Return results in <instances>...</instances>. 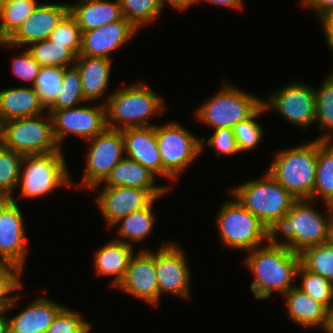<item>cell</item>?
I'll return each instance as SVG.
<instances>
[{
    "label": "cell",
    "mask_w": 333,
    "mask_h": 333,
    "mask_svg": "<svg viewBox=\"0 0 333 333\" xmlns=\"http://www.w3.org/2000/svg\"><path fill=\"white\" fill-rule=\"evenodd\" d=\"M23 270L18 266L0 261V310H10L14 308L20 295L10 293L23 289V284L20 279Z\"/></svg>",
    "instance_id": "cell-38"
},
{
    "label": "cell",
    "mask_w": 333,
    "mask_h": 333,
    "mask_svg": "<svg viewBox=\"0 0 333 333\" xmlns=\"http://www.w3.org/2000/svg\"><path fill=\"white\" fill-rule=\"evenodd\" d=\"M326 330L329 333H333V312H329L328 324H327Z\"/></svg>",
    "instance_id": "cell-51"
},
{
    "label": "cell",
    "mask_w": 333,
    "mask_h": 333,
    "mask_svg": "<svg viewBox=\"0 0 333 333\" xmlns=\"http://www.w3.org/2000/svg\"><path fill=\"white\" fill-rule=\"evenodd\" d=\"M87 102L83 96L81 74L74 65L64 68V77L55 101L46 110H59L62 108L76 107Z\"/></svg>",
    "instance_id": "cell-33"
},
{
    "label": "cell",
    "mask_w": 333,
    "mask_h": 333,
    "mask_svg": "<svg viewBox=\"0 0 333 333\" xmlns=\"http://www.w3.org/2000/svg\"><path fill=\"white\" fill-rule=\"evenodd\" d=\"M38 6L36 0H9L0 6V42H6Z\"/></svg>",
    "instance_id": "cell-30"
},
{
    "label": "cell",
    "mask_w": 333,
    "mask_h": 333,
    "mask_svg": "<svg viewBox=\"0 0 333 333\" xmlns=\"http://www.w3.org/2000/svg\"><path fill=\"white\" fill-rule=\"evenodd\" d=\"M326 77L319 90L315 89V121L324 134L319 140L333 142V71Z\"/></svg>",
    "instance_id": "cell-32"
},
{
    "label": "cell",
    "mask_w": 333,
    "mask_h": 333,
    "mask_svg": "<svg viewBox=\"0 0 333 333\" xmlns=\"http://www.w3.org/2000/svg\"><path fill=\"white\" fill-rule=\"evenodd\" d=\"M12 68L13 74L16 77L21 78L23 81L30 82L31 86H33L41 66L33 59L27 49H25L20 55L14 57Z\"/></svg>",
    "instance_id": "cell-44"
},
{
    "label": "cell",
    "mask_w": 333,
    "mask_h": 333,
    "mask_svg": "<svg viewBox=\"0 0 333 333\" xmlns=\"http://www.w3.org/2000/svg\"><path fill=\"white\" fill-rule=\"evenodd\" d=\"M23 157L0 144V199L12 198L19 184Z\"/></svg>",
    "instance_id": "cell-34"
},
{
    "label": "cell",
    "mask_w": 333,
    "mask_h": 333,
    "mask_svg": "<svg viewBox=\"0 0 333 333\" xmlns=\"http://www.w3.org/2000/svg\"><path fill=\"white\" fill-rule=\"evenodd\" d=\"M46 111L51 114L53 133L59 146L68 135L88 141L108 128L105 104Z\"/></svg>",
    "instance_id": "cell-12"
},
{
    "label": "cell",
    "mask_w": 333,
    "mask_h": 333,
    "mask_svg": "<svg viewBox=\"0 0 333 333\" xmlns=\"http://www.w3.org/2000/svg\"><path fill=\"white\" fill-rule=\"evenodd\" d=\"M207 143V146H211L215 149L216 155H232L239 153L233 128H218L215 129L213 135L209 137L208 141H205V138H201V150H204V144Z\"/></svg>",
    "instance_id": "cell-43"
},
{
    "label": "cell",
    "mask_w": 333,
    "mask_h": 333,
    "mask_svg": "<svg viewBox=\"0 0 333 333\" xmlns=\"http://www.w3.org/2000/svg\"><path fill=\"white\" fill-rule=\"evenodd\" d=\"M9 0H0V6L8 2Z\"/></svg>",
    "instance_id": "cell-53"
},
{
    "label": "cell",
    "mask_w": 333,
    "mask_h": 333,
    "mask_svg": "<svg viewBox=\"0 0 333 333\" xmlns=\"http://www.w3.org/2000/svg\"><path fill=\"white\" fill-rule=\"evenodd\" d=\"M138 32L125 18L82 32L79 55L110 58L111 52L126 44Z\"/></svg>",
    "instance_id": "cell-19"
},
{
    "label": "cell",
    "mask_w": 333,
    "mask_h": 333,
    "mask_svg": "<svg viewBox=\"0 0 333 333\" xmlns=\"http://www.w3.org/2000/svg\"><path fill=\"white\" fill-rule=\"evenodd\" d=\"M265 109L275 111L290 123L308 128L315 123V87L292 82L262 100Z\"/></svg>",
    "instance_id": "cell-13"
},
{
    "label": "cell",
    "mask_w": 333,
    "mask_h": 333,
    "mask_svg": "<svg viewBox=\"0 0 333 333\" xmlns=\"http://www.w3.org/2000/svg\"><path fill=\"white\" fill-rule=\"evenodd\" d=\"M64 77V68L62 67H41L39 74L32 86L40 103L47 109L56 99Z\"/></svg>",
    "instance_id": "cell-39"
},
{
    "label": "cell",
    "mask_w": 333,
    "mask_h": 333,
    "mask_svg": "<svg viewBox=\"0 0 333 333\" xmlns=\"http://www.w3.org/2000/svg\"><path fill=\"white\" fill-rule=\"evenodd\" d=\"M312 202L310 199L296 200L286 215L267 228V243L285 245L298 254L308 247L327 243L329 217L320 214L310 205ZM278 233H282L287 241L279 242Z\"/></svg>",
    "instance_id": "cell-2"
},
{
    "label": "cell",
    "mask_w": 333,
    "mask_h": 333,
    "mask_svg": "<svg viewBox=\"0 0 333 333\" xmlns=\"http://www.w3.org/2000/svg\"><path fill=\"white\" fill-rule=\"evenodd\" d=\"M182 248L173 242H166L155 253V271L161 294L189 298L190 268Z\"/></svg>",
    "instance_id": "cell-14"
},
{
    "label": "cell",
    "mask_w": 333,
    "mask_h": 333,
    "mask_svg": "<svg viewBox=\"0 0 333 333\" xmlns=\"http://www.w3.org/2000/svg\"><path fill=\"white\" fill-rule=\"evenodd\" d=\"M8 310H0V333H10L9 318L5 316Z\"/></svg>",
    "instance_id": "cell-50"
},
{
    "label": "cell",
    "mask_w": 333,
    "mask_h": 333,
    "mask_svg": "<svg viewBox=\"0 0 333 333\" xmlns=\"http://www.w3.org/2000/svg\"><path fill=\"white\" fill-rule=\"evenodd\" d=\"M200 1H206L207 3H210V5H220L232 9H241L243 6V0H198V2Z\"/></svg>",
    "instance_id": "cell-48"
},
{
    "label": "cell",
    "mask_w": 333,
    "mask_h": 333,
    "mask_svg": "<svg viewBox=\"0 0 333 333\" xmlns=\"http://www.w3.org/2000/svg\"><path fill=\"white\" fill-rule=\"evenodd\" d=\"M220 241L230 249L253 250L267 242V228L236 198L224 202L217 214Z\"/></svg>",
    "instance_id": "cell-9"
},
{
    "label": "cell",
    "mask_w": 333,
    "mask_h": 333,
    "mask_svg": "<svg viewBox=\"0 0 333 333\" xmlns=\"http://www.w3.org/2000/svg\"><path fill=\"white\" fill-rule=\"evenodd\" d=\"M117 288L148 304L157 306L159 287L155 271V252L152 253L145 249L138 254H133L125 276Z\"/></svg>",
    "instance_id": "cell-16"
},
{
    "label": "cell",
    "mask_w": 333,
    "mask_h": 333,
    "mask_svg": "<svg viewBox=\"0 0 333 333\" xmlns=\"http://www.w3.org/2000/svg\"><path fill=\"white\" fill-rule=\"evenodd\" d=\"M159 1L162 5V8L165 6V4L168 3L169 6L178 11L186 10L195 3H198V0H159Z\"/></svg>",
    "instance_id": "cell-47"
},
{
    "label": "cell",
    "mask_w": 333,
    "mask_h": 333,
    "mask_svg": "<svg viewBox=\"0 0 333 333\" xmlns=\"http://www.w3.org/2000/svg\"><path fill=\"white\" fill-rule=\"evenodd\" d=\"M319 197L324 204H333V144L318 139L313 201Z\"/></svg>",
    "instance_id": "cell-28"
},
{
    "label": "cell",
    "mask_w": 333,
    "mask_h": 333,
    "mask_svg": "<svg viewBox=\"0 0 333 333\" xmlns=\"http://www.w3.org/2000/svg\"><path fill=\"white\" fill-rule=\"evenodd\" d=\"M125 157L140 163L156 176L162 177L161 155L157 145L155 126L122 130Z\"/></svg>",
    "instance_id": "cell-20"
},
{
    "label": "cell",
    "mask_w": 333,
    "mask_h": 333,
    "mask_svg": "<svg viewBox=\"0 0 333 333\" xmlns=\"http://www.w3.org/2000/svg\"><path fill=\"white\" fill-rule=\"evenodd\" d=\"M155 134L162 162V177L176 180L201 154V138L177 122L155 125Z\"/></svg>",
    "instance_id": "cell-10"
},
{
    "label": "cell",
    "mask_w": 333,
    "mask_h": 333,
    "mask_svg": "<svg viewBox=\"0 0 333 333\" xmlns=\"http://www.w3.org/2000/svg\"><path fill=\"white\" fill-rule=\"evenodd\" d=\"M99 194L97 204L109 227L120 218L146 208L155 199L147 190L124 186L104 187Z\"/></svg>",
    "instance_id": "cell-18"
},
{
    "label": "cell",
    "mask_w": 333,
    "mask_h": 333,
    "mask_svg": "<svg viewBox=\"0 0 333 333\" xmlns=\"http://www.w3.org/2000/svg\"><path fill=\"white\" fill-rule=\"evenodd\" d=\"M44 111L32 86L0 90V124L15 118L38 116Z\"/></svg>",
    "instance_id": "cell-26"
},
{
    "label": "cell",
    "mask_w": 333,
    "mask_h": 333,
    "mask_svg": "<svg viewBox=\"0 0 333 333\" xmlns=\"http://www.w3.org/2000/svg\"><path fill=\"white\" fill-rule=\"evenodd\" d=\"M64 306L39 297L9 320L10 333H46Z\"/></svg>",
    "instance_id": "cell-22"
},
{
    "label": "cell",
    "mask_w": 333,
    "mask_h": 333,
    "mask_svg": "<svg viewBox=\"0 0 333 333\" xmlns=\"http://www.w3.org/2000/svg\"><path fill=\"white\" fill-rule=\"evenodd\" d=\"M300 264L308 271L333 282V245L324 243L311 246L300 254Z\"/></svg>",
    "instance_id": "cell-35"
},
{
    "label": "cell",
    "mask_w": 333,
    "mask_h": 333,
    "mask_svg": "<svg viewBox=\"0 0 333 333\" xmlns=\"http://www.w3.org/2000/svg\"><path fill=\"white\" fill-rule=\"evenodd\" d=\"M325 207H327L329 215L328 220V240L327 243H330L333 245V204H326Z\"/></svg>",
    "instance_id": "cell-49"
},
{
    "label": "cell",
    "mask_w": 333,
    "mask_h": 333,
    "mask_svg": "<svg viewBox=\"0 0 333 333\" xmlns=\"http://www.w3.org/2000/svg\"><path fill=\"white\" fill-rule=\"evenodd\" d=\"M21 171V197L37 198L60 186H72L63 152L24 156Z\"/></svg>",
    "instance_id": "cell-8"
},
{
    "label": "cell",
    "mask_w": 333,
    "mask_h": 333,
    "mask_svg": "<svg viewBox=\"0 0 333 333\" xmlns=\"http://www.w3.org/2000/svg\"><path fill=\"white\" fill-rule=\"evenodd\" d=\"M321 24L323 25V31L326 37L327 44L330 49L333 51V10L329 11L320 19Z\"/></svg>",
    "instance_id": "cell-46"
},
{
    "label": "cell",
    "mask_w": 333,
    "mask_h": 333,
    "mask_svg": "<svg viewBox=\"0 0 333 333\" xmlns=\"http://www.w3.org/2000/svg\"><path fill=\"white\" fill-rule=\"evenodd\" d=\"M301 4L313 9L319 19L333 10V0H301Z\"/></svg>",
    "instance_id": "cell-45"
},
{
    "label": "cell",
    "mask_w": 333,
    "mask_h": 333,
    "mask_svg": "<svg viewBox=\"0 0 333 333\" xmlns=\"http://www.w3.org/2000/svg\"><path fill=\"white\" fill-rule=\"evenodd\" d=\"M23 215L14 197L0 199V261L25 267L27 238Z\"/></svg>",
    "instance_id": "cell-15"
},
{
    "label": "cell",
    "mask_w": 333,
    "mask_h": 333,
    "mask_svg": "<svg viewBox=\"0 0 333 333\" xmlns=\"http://www.w3.org/2000/svg\"><path fill=\"white\" fill-rule=\"evenodd\" d=\"M287 315L290 321L306 328L321 327L326 330L329 310L315 301L297 286L292 287L284 295Z\"/></svg>",
    "instance_id": "cell-23"
},
{
    "label": "cell",
    "mask_w": 333,
    "mask_h": 333,
    "mask_svg": "<svg viewBox=\"0 0 333 333\" xmlns=\"http://www.w3.org/2000/svg\"><path fill=\"white\" fill-rule=\"evenodd\" d=\"M299 276L302 283L297 287L330 311L333 307V282L306 270L301 264L297 270V278Z\"/></svg>",
    "instance_id": "cell-36"
},
{
    "label": "cell",
    "mask_w": 333,
    "mask_h": 333,
    "mask_svg": "<svg viewBox=\"0 0 333 333\" xmlns=\"http://www.w3.org/2000/svg\"><path fill=\"white\" fill-rule=\"evenodd\" d=\"M80 1V2H79ZM69 4V12L75 18L82 32L102 27L123 19L119 0H79Z\"/></svg>",
    "instance_id": "cell-24"
},
{
    "label": "cell",
    "mask_w": 333,
    "mask_h": 333,
    "mask_svg": "<svg viewBox=\"0 0 333 333\" xmlns=\"http://www.w3.org/2000/svg\"><path fill=\"white\" fill-rule=\"evenodd\" d=\"M15 118L1 123L0 144L23 156L63 152L53 133V122L49 112Z\"/></svg>",
    "instance_id": "cell-6"
},
{
    "label": "cell",
    "mask_w": 333,
    "mask_h": 333,
    "mask_svg": "<svg viewBox=\"0 0 333 333\" xmlns=\"http://www.w3.org/2000/svg\"><path fill=\"white\" fill-rule=\"evenodd\" d=\"M91 327H92V325L90 323L83 329V331L81 333H90L91 332L90 330L92 329Z\"/></svg>",
    "instance_id": "cell-52"
},
{
    "label": "cell",
    "mask_w": 333,
    "mask_h": 333,
    "mask_svg": "<svg viewBox=\"0 0 333 333\" xmlns=\"http://www.w3.org/2000/svg\"><path fill=\"white\" fill-rule=\"evenodd\" d=\"M267 110L262 105L251 117L238 122L233 127V132L239 152L254 149L262 139L263 129L255 120L260 114Z\"/></svg>",
    "instance_id": "cell-41"
},
{
    "label": "cell",
    "mask_w": 333,
    "mask_h": 333,
    "mask_svg": "<svg viewBox=\"0 0 333 333\" xmlns=\"http://www.w3.org/2000/svg\"><path fill=\"white\" fill-rule=\"evenodd\" d=\"M88 324L79 311L64 306L46 333H81Z\"/></svg>",
    "instance_id": "cell-42"
},
{
    "label": "cell",
    "mask_w": 333,
    "mask_h": 333,
    "mask_svg": "<svg viewBox=\"0 0 333 333\" xmlns=\"http://www.w3.org/2000/svg\"><path fill=\"white\" fill-rule=\"evenodd\" d=\"M156 177L148 168L124 157L111 170L103 183L105 182L104 187L124 186L147 190L155 199H158L173 187L156 186L154 183Z\"/></svg>",
    "instance_id": "cell-21"
},
{
    "label": "cell",
    "mask_w": 333,
    "mask_h": 333,
    "mask_svg": "<svg viewBox=\"0 0 333 333\" xmlns=\"http://www.w3.org/2000/svg\"><path fill=\"white\" fill-rule=\"evenodd\" d=\"M27 51L41 67L67 68L76 62V56L65 45L52 43L49 39L29 44Z\"/></svg>",
    "instance_id": "cell-31"
},
{
    "label": "cell",
    "mask_w": 333,
    "mask_h": 333,
    "mask_svg": "<svg viewBox=\"0 0 333 333\" xmlns=\"http://www.w3.org/2000/svg\"><path fill=\"white\" fill-rule=\"evenodd\" d=\"M68 12L69 4H39L17 31L0 44L12 48L46 40Z\"/></svg>",
    "instance_id": "cell-17"
},
{
    "label": "cell",
    "mask_w": 333,
    "mask_h": 333,
    "mask_svg": "<svg viewBox=\"0 0 333 333\" xmlns=\"http://www.w3.org/2000/svg\"><path fill=\"white\" fill-rule=\"evenodd\" d=\"M155 200L157 199H154L146 208L124 216L114 223L113 226L120 224L117 233L121 238L115 240L132 245V242H140L147 238L155 224V215L152 212Z\"/></svg>",
    "instance_id": "cell-29"
},
{
    "label": "cell",
    "mask_w": 333,
    "mask_h": 333,
    "mask_svg": "<svg viewBox=\"0 0 333 333\" xmlns=\"http://www.w3.org/2000/svg\"><path fill=\"white\" fill-rule=\"evenodd\" d=\"M75 66L81 74L82 92L88 102L105 95L111 72V59L78 55ZM104 94V95H103Z\"/></svg>",
    "instance_id": "cell-25"
},
{
    "label": "cell",
    "mask_w": 333,
    "mask_h": 333,
    "mask_svg": "<svg viewBox=\"0 0 333 333\" xmlns=\"http://www.w3.org/2000/svg\"><path fill=\"white\" fill-rule=\"evenodd\" d=\"M123 17L136 29L154 22L163 10L159 0H119Z\"/></svg>",
    "instance_id": "cell-37"
},
{
    "label": "cell",
    "mask_w": 333,
    "mask_h": 333,
    "mask_svg": "<svg viewBox=\"0 0 333 333\" xmlns=\"http://www.w3.org/2000/svg\"><path fill=\"white\" fill-rule=\"evenodd\" d=\"M231 193L266 228L286 215L296 199L271 175L250 180L231 190Z\"/></svg>",
    "instance_id": "cell-5"
},
{
    "label": "cell",
    "mask_w": 333,
    "mask_h": 333,
    "mask_svg": "<svg viewBox=\"0 0 333 333\" xmlns=\"http://www.w3.org/2000/svg\"><path fill=\"white\" fill-rule=\"evenodd\" d=\"M262 100L233 85L224 84L195 113L198 120L214 130L233 128L238 122L251 117L262 106Z\"/></svg>",
    "instance_id": "cell-7"
},
{
    "label": "cell",
    "mask_w": 333,
    "mask_h": 333,
    "mask_svg": "<svg viewBox=\"0 0 333 333\" xmlns=\"http://www.w3.org/2000/svg\"><path fill=\"white\" fill-rule=\"evenodd\" d=\"M132 247L114 239L98 248L94 255L96 274L113 276L112 286L117 287L124 278L129 261L134 254Z\"/></svg>",
    "instance_id": "cell-27"
},
{
    "label": "cell",
    "mask_w": 333,
    "mask_h": 333,
    "mask_svg": "<svg viewBox=\"0 0 333 333\" xmlns=\"http://www.w3.org/2000/svg\"><path fill=\"white\" fill-rule=\"evenodd\" d=\"M318 139L276 152L266 170L296 200L313 201L316 179Z\"/></svg>",
    "instance_id": "cell-4"
},
{
    "label": "cell",
    "mask_w": 333,
    "mask_h": 333,
    "mask_svg": "<svg viewBox=\"0 0 333 333\" xmlns=\"http://www.w3.org/2000/svg\"><path fill=\"white\" fill-rule=\"evenodd\" d=\"M90 141L87 152L85 175L80 184L85 188H95L107 178L111 170L125 156L124 138L122 131L107 128Z\"/></svg>",
    "instance_id": "cell-11"
},
{
    "label": "cell",
    "mask_w": 333,
    "mask_h": 333,
    "mask_svg": "<svg viewBox=\"0 0 333 333\" xmlns=\"http://www.w3.org/2000/svg\"><path fill=\"white\" fill-rule=\"evenodd\" d=\"M248 251L244 263L254 275L250 289L257 299H267L272 292L284 295L297 279L300 255L292 252L285 245L265 243Z\"/></svg>",
    "instance_id": "cell-1"
},
{
    "label": "cell",
    "mask_w": 333,
    "mask_h": 333,
    "mask_svg": "<svg viewBox=\"0 0 333 333\" xmlns=\"http://www.w3.org/2000/svg\"><path fill=\"white\" fill-rule=\"evenodd\" d=\"M164 100L148 85L138 82L110 94L106 100L107 127L113 130L155 126L148 117L163 115Z\"/></svg>",
    "instance_id": "cell-3"
},
{
    "label": "cell",
    "mask_w": 333,
    "mask_h": 333,
    "mask_svg": "<svg viewBox=\"0 0 333 333\" xmlns=\"http://www.w3.org/2000/svg\"><path fill=\"white\" fill-rule=\"evenodd\" d=\"M52 43L65 45L76 57L82 45V31L75 18L68 12L48 38Z\"/></svg>",
    "instance_id": "cell-40"
}]
</instances>
